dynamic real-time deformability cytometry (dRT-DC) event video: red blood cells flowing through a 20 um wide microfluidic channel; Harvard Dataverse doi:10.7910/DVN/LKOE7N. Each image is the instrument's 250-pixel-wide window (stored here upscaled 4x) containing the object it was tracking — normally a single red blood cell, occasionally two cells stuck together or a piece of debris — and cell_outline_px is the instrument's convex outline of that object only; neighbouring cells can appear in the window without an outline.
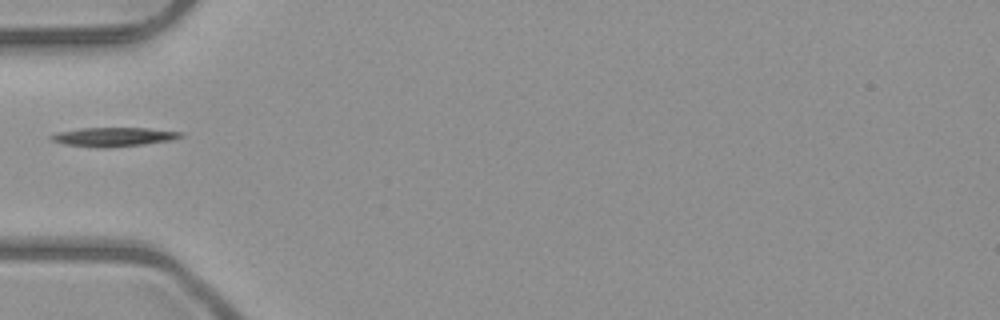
{"species": "common noctule bat (a hibernating species)", "species_latin": "Nyctalus noctula", "temperature_condition": "room temperature", "stored_images_in_passage": 6, "camera_frame_rate_fps": 3000, "um_per_image_px": 0.085, "animal": {"sex": "male", "body_mass_g": 23.1, "forearm_length_mm": 52.7}, "frame": {"image": 1, "passage_image": 5, "time_ms": 5.667, "image_size_px": [1000, 320], "cell_outline_px": [[184, 136], [172, 140], [144, 144], [104, 148], [96, 148], [64, 144], [52, 140], [48, 136], [60, 132], [80, 128], [148, 128], [184, 132]], "centroid_in_image_um": [9.69, 11.64], "position_along_channel_um": 75.3, "area_um2": 14.39}}
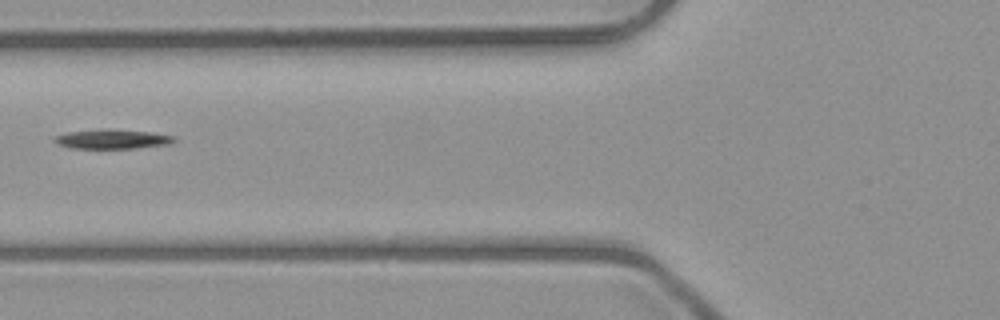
{"frame": {"image": 2, "passage_image": 6, "time_ms": 6.667, "image_size_px": [1000, 320], "cell_outline_px": [[176, 140], [168, 144], [136, 148], [68, 148], [56, 144], [52, 140], [56, 136], [68, 132], [104, 128], [108, 128], [148, 132], [176, 136]], "centroid_in_image_um": [9.5, 11.82], "position_along_channel_um": 116.3, "area_um2": 13.64}}